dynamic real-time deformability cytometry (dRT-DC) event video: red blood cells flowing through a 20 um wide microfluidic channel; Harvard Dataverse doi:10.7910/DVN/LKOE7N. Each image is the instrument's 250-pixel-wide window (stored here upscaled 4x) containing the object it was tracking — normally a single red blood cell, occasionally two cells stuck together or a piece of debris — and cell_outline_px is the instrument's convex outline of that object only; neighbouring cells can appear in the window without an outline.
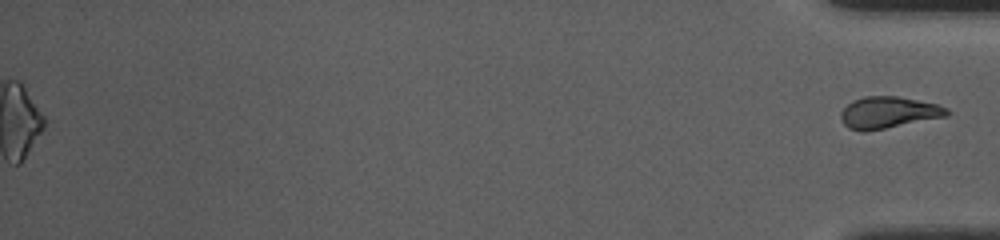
{"species": "common noctule bat (a hibernating species)", "species_latin": "Nyctalus noctula", "temperature_condition": "room temperature", "stored_images_in_passage": 42, "segment_of_instrument_passage": [2, 2], "camera_frame_rate_fps": 3000, "um_per_image_px": 0.085, "animal": {"sex": "female", "body_mass_g": 10.0, "forearm_length_mm": 53.1}, "frame": {"image": 1, "passage_image": 42, "time_ms": 13.667, "image_size_px": [1000, 240], "cell_outline_px": [[952, 112], [948, 116], [864, 132], [848, 128], [844, 124], [840, 116], [840, 112], [852, 100], [864, 96], [896, 96], [940, 104], [948, 108]], "centroid_in_image_um": [75.54, 9.55], "position_along_channel_um": 359.7, "area_um2": 19.71}}